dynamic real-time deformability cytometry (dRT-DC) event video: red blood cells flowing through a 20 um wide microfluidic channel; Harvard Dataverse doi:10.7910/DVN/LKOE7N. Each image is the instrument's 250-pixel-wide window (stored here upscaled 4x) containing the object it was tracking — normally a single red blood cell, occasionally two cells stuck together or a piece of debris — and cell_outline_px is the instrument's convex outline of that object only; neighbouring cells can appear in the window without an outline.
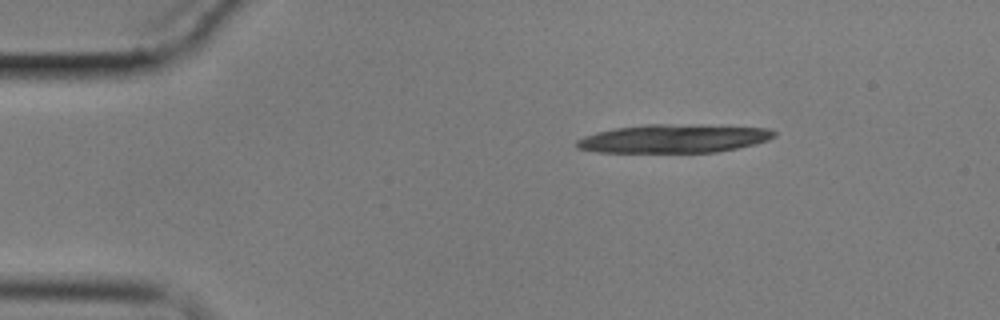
{"species": "common noctule bat (a hibernating species)", "species_latin": "Nyctalus noctula", "temperature_condition": "cold", "stored_images_in_passage": 14, "segment_of_instrument_passage": [1, 2], "camera_frame_rate_fps": 3000, "um_per_image_px": 0.085, "animal": {"sex": "male", "body_mass_g": 17.9}, "frame": {"image": 1, "passage_image": 3, "time_ms": 2.333, "image_size_px": [1000, 320], "cell_outline_px": [[776, 136], [768, 140], [756, 144], [716, 152], [596, 152], [576, 148], [576, 140], [584, 136], [596, 132], [616, 128], [644, 124], [664, 124], [768, 128], [776, 132]], "centroid_in_image_um": [57.23, 11.78], "position_along_channel_um": 27.8, "area_um2": 32.54}}